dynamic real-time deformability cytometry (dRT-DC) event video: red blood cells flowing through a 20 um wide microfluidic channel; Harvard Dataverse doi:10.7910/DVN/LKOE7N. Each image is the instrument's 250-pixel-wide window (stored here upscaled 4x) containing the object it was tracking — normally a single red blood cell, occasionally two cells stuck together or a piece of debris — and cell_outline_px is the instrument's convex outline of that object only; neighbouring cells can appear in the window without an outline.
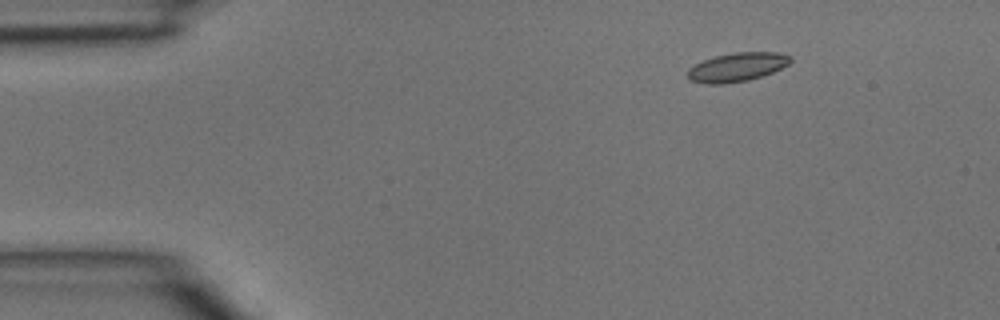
{"species": "common noctule bat (a hibernating species)", "species_latin": "Nyctalus noctula", "temperature_condition": "room temperature", "stored_images_in_passage": 4, "camera_frame_rate_fps": 3000, "um_per_image_px": 0.085, "animal": {"sex": "male", "body_mass_g": 15.6}, "frame": {"image": 1, "passage_image": 2, "time_ms": 0.333, "image_size_px": [1000, 320], "cell_outline_px": [[792, 60], [788, 64], [772, 72], [748, 80], [724, 84], [704, 84], [688, 80], [688, 68], [704, 60], [716, 56], [736, 52], [776, 52], [792, 56]], "centroid_in_image_um": [62.63, 5.71], "position_along_channel_um": 22.4, "area_um2": 17.17}}